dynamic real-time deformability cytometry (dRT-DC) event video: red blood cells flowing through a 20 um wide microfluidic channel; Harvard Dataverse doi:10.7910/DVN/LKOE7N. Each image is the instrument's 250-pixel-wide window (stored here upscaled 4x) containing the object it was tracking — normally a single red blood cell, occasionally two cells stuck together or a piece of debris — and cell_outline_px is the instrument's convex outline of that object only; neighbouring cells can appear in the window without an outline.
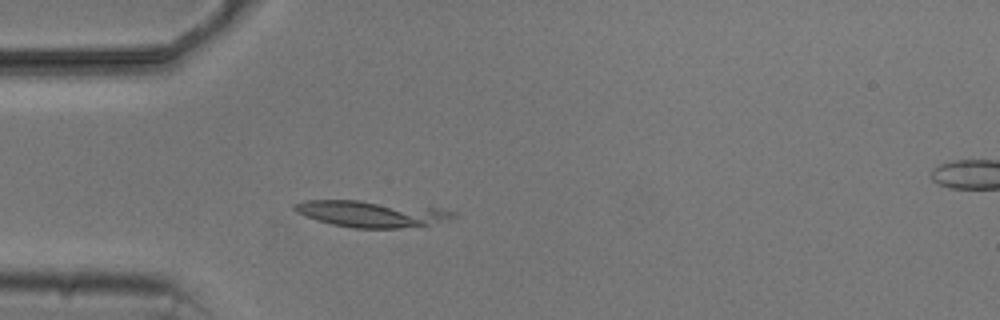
{"species": "common noctule bat (a hibernating species)", "species_latin": "Nyctalus noctula", "temperature_condition": "cold", "stored_images_in_passage": 4, "camera_frame_rate_fps": 3000, "um_per_image_px": 0.085, "animal": {"sex": "male", "body_mass_g": 20.5, "forearm_length_mm": 52.5}, "frame": {"image": 1, "passage_image": 3, "time_ms": 2.333, "image_size_px": [1000, 320], "cell_outline_px": [[456, 216], [428, 224], [400, 228], [352, 228], [332, 224], [296, 212], [292, 208], [292, 204], [304, 200], [360, 200], [436, 208], [456, 212]], "centroid_in_image_um": [31.48, 18.16], "position_along_channel_um": 53.5, "area_um2": 23.93}}